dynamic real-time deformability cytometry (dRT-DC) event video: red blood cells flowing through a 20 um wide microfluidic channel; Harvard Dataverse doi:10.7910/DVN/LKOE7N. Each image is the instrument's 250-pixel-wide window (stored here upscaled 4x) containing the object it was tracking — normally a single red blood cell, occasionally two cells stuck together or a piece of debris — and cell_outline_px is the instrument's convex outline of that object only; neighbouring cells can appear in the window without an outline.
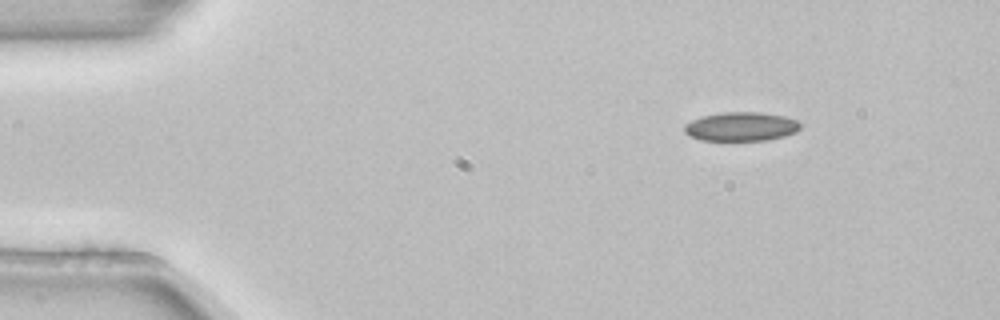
{"species": "common noctule bat (a hibernating species)", "species_latin": "Nyctalus noctula", "temperature_condition": "room temperature", "stored_images_in_passage": 3, "camera_frame_rate_fps": 3000, "um_per_image_px": 0.085, "animal": {"sex": "female", "body_mass_g": 22.7, "forearm_length_mm": 54.2}, "frame": {"image": 1, "passage_image": 1, "time_ms": 0.0, "image_size_px": [1000, 320], "cell_outline_px": [[804, 124], [796, 132], [784, 136], [768, 140], [700, 140], [688, 136], [684, 132], [684, 124], [700, 116], [720, 112], [760, 112], [784, 116], [796, 120]], "centroid_in_image_um": [62.98, 10.75], "position_along_channel_um": 22.0, "area_um2": 19.83}}